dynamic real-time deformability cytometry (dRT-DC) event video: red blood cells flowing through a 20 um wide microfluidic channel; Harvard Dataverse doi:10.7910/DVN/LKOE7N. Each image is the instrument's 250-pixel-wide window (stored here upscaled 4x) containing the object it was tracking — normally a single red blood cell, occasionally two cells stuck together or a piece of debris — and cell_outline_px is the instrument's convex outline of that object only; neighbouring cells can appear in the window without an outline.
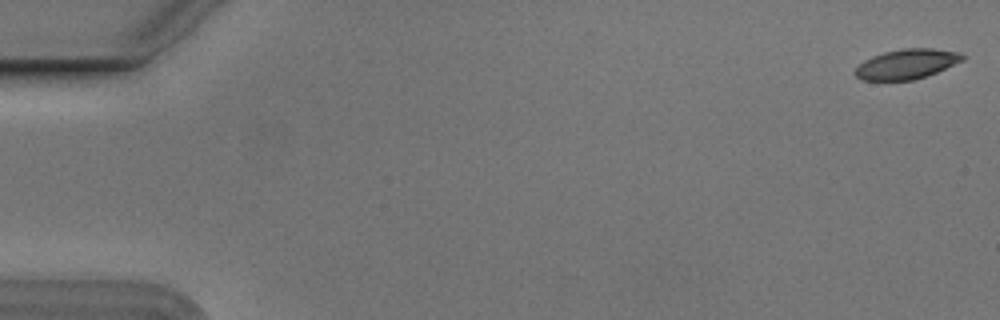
{"species": "Egyptian fruit bat (a non-hibernating species)", "species_latin": "Rousettus aegyptiacus", "temperature_condition": "cold", "stored_images_in_passage": 55, "camera_frame_rate_fps": 3000, "um_per_image_px": 0.085, "animal": {"sex": "male"}, "frame": {"image": 1, "passage_image": 1, "time_ms": 0.0, "image_size_px": [1000, 320], "cell_outline_px": [[964, 60], [936, 72], [912, 80], [864, 80], [856, 76], [852, 72], [864, 60], [872, 56], [884, 52], [904, 48], [932, 48], [960, 52], [964, 56]], "centroid_in_image_um": [77.06, 5.43], "position_along_channel_um": 7.9, "area_um2": 18.55}}
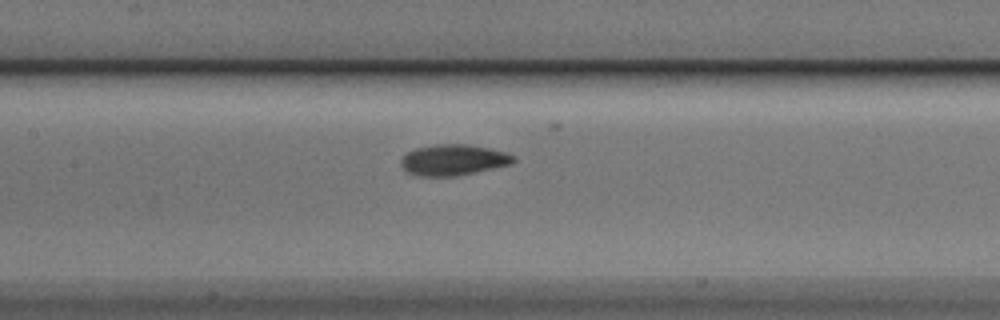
{"frame": {"image": 2, "passage_image": 26, "time_ms": 8.333, "image_size_px": [1000, 320], "cell_outline_px": [[516, 160], [512, 164], [456, 176], [420, 176], [404, 172], [400, 164], [400, 160], [408, 152], [416, 148], [436, 144], [468, 144], [508, 152], [516, 156]], "centroid_in_image_um": [38.54, 13.59], "position_along_channel_um": 168.9, "area_um2": 20.46}}
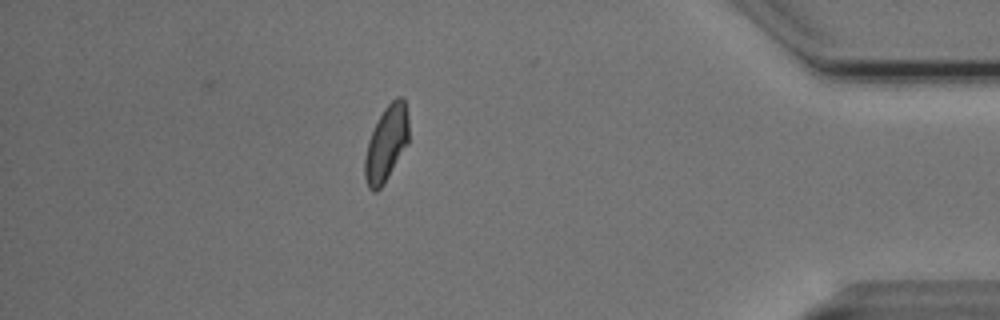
{"frame": {"image": 3, "passage_image": 48, "time_ms": 15.667, "image_size_px": [1000, 320], "cell_outline_px": [[408, 144], [388, 176], [380, 188], [376, 192], [372, 192], [368, 188], [364, 176], [364, 160], [368, 140], [384, 108], [396, 96], [404, 96], [408, 116]], "centroid_in_image_um": [32.84, 12.19], "position_along_channel_um": 402.4, "area_um2": 19.31}, "authors_computed_cell_mechanics": {"area_um2": 19.8254, "velocity_mm_per_s": 3.7433, "shape_relaxation_time_tau1_ms": 2.5453, "shape_relaxation_time_tau2_ms": 2.1029, "deformation_change_tau1": 0.114, "deformation_change_tau2": 0.0555}}